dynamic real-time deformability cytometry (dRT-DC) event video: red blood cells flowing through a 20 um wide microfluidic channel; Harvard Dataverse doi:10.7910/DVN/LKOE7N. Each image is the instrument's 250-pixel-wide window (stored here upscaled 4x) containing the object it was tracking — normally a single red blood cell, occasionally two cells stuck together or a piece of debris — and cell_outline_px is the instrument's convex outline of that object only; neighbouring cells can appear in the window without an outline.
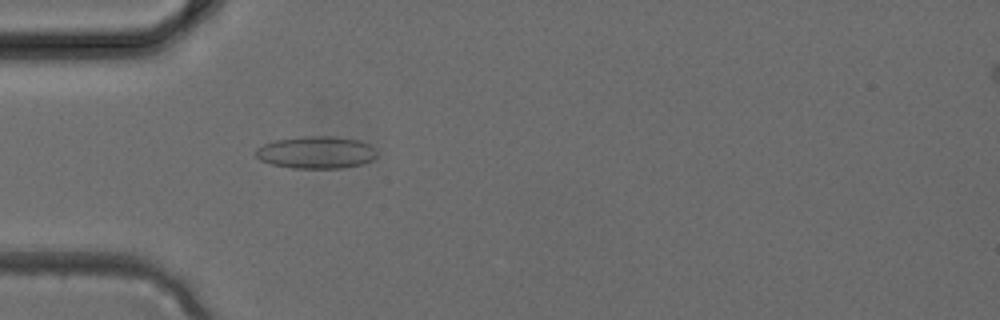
{"species": "common noctule bat (a hibernating species)", "species_latin": "Nyctalus noctula", "temperature_condition": "cold", "stored_images_in_passage": 2, "camera_frame_rate_fps": 3000, "um_per_image_px": 0.085, "animal": {"sex": "female", "body_mass_g": 24.6, "forearm_length_mm": 56.2}, "frame": {"image": 1, "passage_image": 2, "time_ms": 0.333, "image_size_px": [1000, 320], "cell_outline_px": [[376, 156], [372, 160], [360, 164], [344, 168], [292, 168], [272, 164], [260, 160], [256, 156], [256, 148], [264, 144], [276, 140], [300, 136], [332, 136], [360, 140], [376, 148]], "centroid_in_image_um": [26.88, 12.95], "position_along_channel_um": 58.1, "area_um2": 22.83}}